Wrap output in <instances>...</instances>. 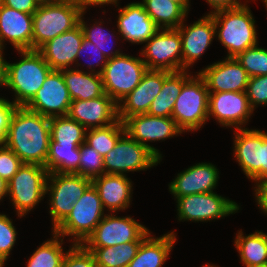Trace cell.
<instances>
[{"label": "cell", "instance_id": "1", "mask_svg": "<svg viewBox=\"0 0 267 267\" xmlns=\"http://www.w3.org/2000/svg\"><path fill=\"white\" fill-rule=\"evenodd\" d=\"M50 138V118L25 106H17L4 145L11 149L23 164L45 167Z\"/></svg>", "mask_w": 267, "mask_h": 267}, {"label": "cell", "instance_id": "2", "mask_svg": "<svg viewBox=\"0 0 267 267\" xmlns=\"http://www.w3.org/2000/svg\"><path fill=\"white\" fill-rule=\"evenodd\" d=\"M248 5L212 12L216 39L227 49L226 57H236L258 44L255 19Z\"/></svg>", "mask_w": 267, "mask_h": 267}, {"label": "cell", "instance_id": "3", "mask_svg": "<svg viewBox=\"0 0 267 267\" xmlns=\"http://www.w3.org/2000/svg\"><path fill=\"white\" fill-rule=\"evenodd\" d=\"M19 62H7V87L12 89L17 106H25L52 71L38 50H18Z\"/></svg>", "mask_w": 267, "mask_h": 267}, {"label": "cell", "instance_id": "4", "mask_svg": "<svg viewBox=\"0 0 267 267\" xmlns=\"http://www.w3.org/2000/svg\"><path fill=\"white\" fill-rule=\"evenodd\" d=\"M82 12L80 4L70 1L39 5L33 13L32 50L76 27Z\"/></svg>", "mask_w": 267, "mask_h": 267}, {"label": "cell", "instance_id": "5", "mask_svg": "<svg viewBox=\"0 0 267 267\" xmlns=\"http://www.w3.org/2000/svg\"><path fill=\"white\" fill-rule=\"evenodd\" d=\"M209 92L204 78L199 74L184 83L175 101L171 117L185 133L197 131L209 120Z\"/></svg>", "mask_w": 267, "mask_h": 267}, {"label": "cell", "instance_id": "6", "mask_svg": "<svg viewBox=\"0 0 267 267\" xmlns=\"http://www.w3.org/2000/svg\"><path fill=\"white\" fill-rule=\"evenodd\" d=\"M105 215L98 191L91 184L74 203L71 213L52 232L63 238L73 237V244H83Z\"/></svg>", "mask_w": 267, "mask_h": 267}, {"label": "cell", "instance_id": "7", "mask_svg": "<svg viewBox=\"0 0 267 267\" xmlns=\"http://www.w3.org/2000/svg\"><path fill=\"white\" fill-rule=\"evenodd\" d=\"M233 156L243 173L255 186L267 180V132L235 129Z\"/></svg>", "mask_w": 267, "mask_h": 267}, {"label": "cell", "instance_id": "8", "mask_svg": "<svg viewBox=\"0 0 267 267\" xmlns=\"http://www.w3.org/2000/svg\"><path fill=\"white\" fill-rule=\"evenodd\" d=\"M49 172L37 164H23L8 182V199L12 201L18 217H24L46 195Z\"/></svg>", "mask_w": 267, "mask_h": 267}, {"label": "cell", "instance_id": "9", "mask_svg": "<svg viewBox=\"0 0 267 267\" xmlns=\"http://www.w3.org/2000/svg\"><path fill=\"white\" fill-rule=\"evenodd\" d=\"M92 180L75 173H49L46 195L54 230L73 210L74 203L83 196Z\"/></svg>", "mask_w": 267, "mask_h": 267}, {"label": "cell", "instance_id": "10", "mask_svg": "<svg viewBox=\"0 0 267 267\" xmlns=\"http://www.w3.org/2000/svg\"><path fill=\"white\" fill-rule=\"evenodd\" d=\"M147 70L140 57L122 53L108 59L101 74L104 93L118 104L136 88Z\"/></svg>", "mask_w": 267, "mask_h": 267}, {"label": "cell", "instance_id": "11", "mask_svg": "<svg viewBox=\"0 0 267 267\" xmlns=\"http://www.w3.org/2000/svg\"><path fill=\"white\" fill-rule=\"evenodd\" d=\"M158 163L160 159L149 148L125 132L104 157V172L126 175L128 172L146 171Z\"/></svg>", "mask_w": 267, "mask_h": 267}, {"label": "cell", "instance_id": "12", "mask_svg": "<svg viewBox=\"0 0 267 267\" xmlns=\"http://www.w3.org/2000/svg\"><path fill=\"white\" fill-rule=\"evenodd\" d=\"M148 70L182 71V39L177 29H159L140 51Z\"/></svg>", "mask_w": 267, "mask_h": 267}, {"label": "cell", "instance_id": "13", "mask_svg": "<svg viewBox=\"0 0 267 267\" xmlns=\"http://www.w3.org/2000/svg\"><path fill=\"white\" fill-rule=\"evenodd\" d=\"M179 221L207 222L235 214L240 206L216 192L198 193L176 198Z\"/></svg>", "mask_w": 267, "mask_h": 267}, {"label": "cell", "instance_id": "14", "mask_svg": "<svg viewBox=\"0 0 267 267\" xmlns=\"http://www.w3.org/2000/svg\"><path fill=\"white\" fill-rule=\"evenodd\" d=\"M150 231L131 216L106 214L93 233L83 243L85 247H109L118 244L143 241Z\"/></svg>", "mask_w": 267, "mask_h": 267}, {"label": "cell", "instance_id": "15", "mask_svg": "<svg viewBox=\"0 0 267 267\" xmlns=\"http://www.w3.org/2000/svg\"><path fill=\"white\" fill-rule=\"evenodd\" d=\"M125 132L141 145L149 148L162 161L159 149L148 144L180 136L183 131L177 126L172 117H158L149 114H139L127 117L123 121Z\"/></svg>", "mask_w": 267, "mask_h": 267}, {"label": "cell", "instance_id": "16", "mask_svg": "<svg viewBox=\"0 0 267 267\" xmlns=\"http://www.w3.org/2000/svg\"><path fill=\"white\" fill-rule=\"evenodd\" d=\"M253 111L246 91L209 92L208 118H215L221 126L244 129Z\"/></svg>", "mask_w": 267, "mask_h": 267}, {"label": "cell", "instance_id": "17", "mask_svg": "<svg viewBox=\"0 0 267 267\" xmlns=\"http://www.w3.org/2000/svg\"><path fill=\"white\" fill-rule=\"evenodd\" d=\"M71 101L62 72L52 70L25 107L52 118L67 116Z\"/></svg>", "mask_w": 267, "mask_h": 267}, {"label": "cell", "instance_id": "18", "mask_svg": "<svg viewBox=\"0 0 267 267\" xmlns=\"http://www.w3.org/2000/svg\"><path fill=\"white\" fill-rule=\"evenodd\" d=\"M177 30L182 39V70H190L216 37L213 15L207 13L189 26L183 21Z\"/></svg>", "mask_w": 267, "mask_h": 267}, {"label": "cell", "instance_id": "19", "mask_svg": "<svg viewBox=\"0 0 267 267\" xmlns=\"http://www.w3.org/2000/svg\"><path fill=\"white\" fill-rule=\"evenodd\" d=\"M224 58L198 72L204 78L208 92L246 91L250 78L247 71L235 57Z\"/></svg>", "mask_w": 267, "mask_h": 267}, {"label": "cell", "instance_id": "20", "mask_svg": "<svg viewBox=\"0 0 267 267\" xmlns=\"http://www.w3.org/2000/svg\"><path fill=\"white\" fill-rule=\"evenodd\" d=\"M67 116L86 129L109 126L118 120V104L106 93L90 100H72Z\"/></svg>", "mask_w": 267, "mask_h": 267}, {"label": "cell", "instance_id": "21", "mask_svg": "<svg viewBox=\"0 0 267 267\" xmlns=\"http://www.w3.org/2000/svg\"><path fill=\"white\" fill-rule=\"evenodd\" d=\"M168 71L147 70L136 88L118 103V119L122 122L134 115L146 114L151 102L162 89Z\"/></svg>", "mask_w": 267, "mask_h": 267}, {"label": "cell", "instance_id": "22", "mask_svg": "<svg viewBox=\"0 0 267 267\" xmlns=\"http://www.w3.org/2000/svg\"><path fill=\"white\" fill-rule=\"evenodd\" d=\"M117 19V34L121 39L131 44H143L147 42L160 28L149 17L141 2L128 3L121 8L119 6Z\"/></svg>", "mask_w": 267, "mask_h": 267}, {"label": "cell", "instance_id": "23", "mask_svg": "<svg viewBox=\"0 0 267 267\" xmlns=\"http://www.w3.org/2000/svg\"><path fill=\"white\" fill-rule=\"evenodd\" d=\"M219 170L212 163L202 162L177 174L168 184L174 198L198 193L214 192L219 180Z\"/></svg>", "mask_w": 267, "mask_h": 267}, {"label": "cell", "instance_id": "24", "mask_svg": "<svg viewBox=\"0 0 267 267\" xmlns=\"http://www.w3.org/2000/svg\"><path fill=\"white\" fill-rule=\"evenodd\" d=\"M33 14L0 5V50L5 42L18 50H32Z\"/></svg>", "mask_w": 267, "mask_h": 267}, {"label": "cell", "instance_id": "25", "mask_svg": "<svg viewBox=\"0 0 267 267\" xmlns=\"http://www.w3.org/2000/svg\"><path fill=\"white\" fill-rule=\"evenodd\" d=\"M84 38L82 28L78 24L43 44L38 51L52 70L72 68ZM71 66V67H70Z\"/></svg>", "mask_w": 267, "mask_h": 267}, {"label": "cell", "instance_id": "26", "mask_svg": "<svg viewBox=\"0 0 267 267\" xmlns=\"http://www.w3.org/2000/svg\"><path fill=\"white\" fill-rule=\"evenodd\" d=\"M133 182L127 175L103 174L92 180L93 186L98 191L104 210L109 213L126 210L130 207Z\"/></svg>", "mask_w": 267, "mask_h": 267}, {"label": "cell", "instance_id": "27", "mask_svg": "<svg viewBox=\"0 0 267 267\" xmlns=\"http://www.w3.org/2000/svg\"><path fill=\"white\" fill-rule=\"evenodd\" d=\"M174 231L160 237H152L151 233L142 241L136 256L128 267H162L169 257L177 240Z\"/></svg>", "mask_w": 267, "mask_h": 267}, {"label": "cell", "instance_id": "28", "mask_svg": "<svg viewBox=\"0 0 267 267\" xmlns=\"http://www.w3.org/2000/svg\"><path fill=\"white\" fill-rule=\"evenodd\" d=\"M71 100H90L104 94L102 76L75 68L60 70Z\"/></svg>", "mask_w": 267, "mask_h": 267}, {"label": "cell", "instance_id": "29", "mask_svg": "<svg viewBox=\"0 0 267 267\" xmlns=\"http://www.w3.org/2000/svg\"><path fill=\"white\" fill-rule=\"evenodd\" d=\"M189 70L171 72L163 81L159 94L151 102L147 114L158 117H171L175 101L182 86L191 77Z\"/></svg>", "mask_w": 267, "mask_h": 267}, {"label": "cell", "instance_id": "30", "mask_svg": "<svg viewBox=\"0 0 267 267\" xmlns=\"http://www.w3.org/2000/svg\"><path fill=\"white\" fill-rule=\"evenodd\" d=\"M234 245L245 267L267 264V242L261 231L244 235L242 230L236 233Z\"/></svg>", "mask_w": 267, "mask_h": 267}, {"label": "cell", "instance_id": "31", "mask_svg": "<svg viewBox=\"0 0 267 267\" xmlns=\"http://www.w3.org/2000/svg\"><path fill=\"white\" fill-rule=\"evenodd\" d=\"M141 3L160 29H177L186 22L188 12L178 3L169 0H142Z\"/></svg>", "mask_w": 267, "mask_h": 267}, {"label": "cell", "instance_id": "32", "mask_svg": "<svg viewBox=\"0 0 267 267\" xmlns=\"http://www.w3.org/2000/svg\"><path fill=\"white\" fill-rule=\"evenodd\" d=\"M142 241H133L109 247H86L94 256L97 267H128L136 256Z\"/></svg>", "mask_w": 267, "mask_h": 267}, {"label": "cell", "instance_id": "33", "mask_svg": "<svg viewBox=\"0 0 267 267\" xmlns=\"http://www.w3.org/2000/svg\"><path fill=\"white\" fill-rule=\"evenodd\" d=\"M80 145H57L51 138L45 168L49 173H74L79 168Z\"/></svg>", "mask_w": 267, "mask_h": 267}, {"label": "cell", "instance_id": "34", "mask_svg": "<svg viewBox=\"0 0 267 267\" xmlns=\"http://www.w3.org/2000/svg\"><path fill=\"white\" fill-rule=\"evenodd\" d=\"M86 128L68 116L50 118L51 139L59 146L81 145L85 142Z\"/></svg>", "mask_w": 267, "mask_h": 267}, {"label": "cell", "instance_id": "35", "mask_svg": "<svg viewBox=\"0 0 267 267\" xmlns=\"http://www.w3.org/2000/svg\"><path fill=\"white\" fill-rule=\"evenodd\" d=\"M52 237L37 247L28 259L27 267H62L67 253L63 251V237L54 232H52Z\"/></svg>", "mask_w": 267, "mask_h": 267}, {"label": "cell", "instance_id": "36", "mask_svg": "<svg viewBox=\"0 0 267 267\" xmlns=\"http://www.w3.org/2000/svg\"><path fill=\"white\" fill-rule=\"evenodd\" d=\"M124 133V124L118 119L115 123L106 127L87 129L85 143L104 158L114 148L118 139Z\"/></svg>", "mask_w": 267, "mask_h": 267}, {"label": "cell", "instance_id": "37", "mask_svg": "<svg viewBox=\"0 0 267 267\" xmlns=\"http://www.w3.org/2000/svg\"><path fill=\"white\" fill-rule=\"evenodd\" d=\"M85 13L86 12L83 11L79 18V24L80 27L82 28L84 38L90 41L91 43H94L97 46V48H99V50L102 51V53L108 59L121 55L123 53L121 49H114V51H112L110 47V44L111 46L113 45L111 43L110 38L113 36L116 37L117 35L114 33L111 34L109 33L110 31L104 30L102 26L105 23L102 20L101 21L96 20V22L94 21V23L91 24V26L87 24V22L84 21L83 14Z\"/></svg>", "mask_w": 267, "mask_h": 267}, {"label": "cell", "instance_id": "38", "mask_svg": "<svg viewBox=\"0 0 267 267\" xmlns=\"http://www.w3.org/2000/svg\"><path fill=\"white\" fill-rule=\"evenodd\" d=\"M79 168L74 172L82 177L93 180L104 172V158L92 147L83 142L80 147Z\"/></svg>", "mask_w": 267, "mask_h": 267}, {"label": "cell", "instance_id": "39", "mask_svg": "<svg viewBox=\"0 0 267 267\" xmlns=\"http://www.w3.org/2000/svg\"><path fill=\"white\" fill-rule=\"evenodd\" d=\"M235 58L249 77L267 75V49L257 45L246 49Z\"/></svg>", "mask_w": 267, "mask_h": 267}, {"label": "cell", "instance_id": "40", "mask_svg": "<svg viewBox=\"0 0 267 267\" xmlns=\"http://www.w3.org/2000/svg\"><path fill=\"white\" fill-rule=\"evenodd\" d=\"M13 221L6 214L0 213V259L5 263L13 249L17 232Z\"/></svg>", "mask_w": 267, "mask_h": 267}, {"label": "cell", "instance_id": "41", "mask_svg": "<svg viewBox=\"0 0 267 267\" xmlns=\"http://www.w3.org/2000/svg\"><path fill=\"white\" fill-rule=\"evenodd\" d=\"M71 244L62 267H97L93 254L83 244Z\"/></svg>", "mask_w": 267, "mask_h": 267}, {"label": "cell", "instance_id": "42", "mask_svg": "<svg viewBox=\"0 0 267 267\" xmlns=\"http://www.w3.org/2000/svg\"><path fill=\"white\" fill-rule=\"evenodd\" d=\"M83 53L84 54L88 53V55L89 56L91 55L90 57L91 58L93 57V59L96 58V60H95L96 64H94V61L91 62V60L89 61L88 64L86 63V65L90 69L89 72L97 73V74L101 75L103 70H104L105 65L108 62V58L102 53V51L99 50V48H97V46L94 43H91L90 41H88L85 38H83L82 43L80 45V49L78 50L77 57H76V63H75L74 68L79 69L78 67L81 66V63H79V60H80V57L82 58ZM86 57H87V55H86ZM90 57H89V59H90ZM95 66L96 67L99 66L100 68L96 71Z\"/></svg>", "mask_w": 267, "mask_h": 267}, {"label": "cell", "instance_id": "43", "mask_svg": "<svg viewBox=\"0 0 267 267\" xmlns=\"http://www.w3.org/2000/svg\"><path fill=\"white\" fill-rule=\"evenodd\" d=\"M247 98L253 110L267 105V75L250 77L246 89Z\"/></svg>", "mask_w": 267, "mask_h": 267}, {"label": "cell", "instance_id": "44", "mask_svg": "<svg viewBox=\"0 0 267 267\" xmlns=\"http://www.w3.org/2000/svg\"><path fill=\"white\" fill-rule=\"evenodd\" d=\"M23 165L20 158L5 145L0 146V177L7 183Z\"/></svg>", "mask_w": 267, "mask_h": 267}, {"label": "cell", "instance_id": "45", "mask_svg": "<svg viewBox=\"0 0 267 267\" xmlns=\"http://www.w3.org/2000/svg\"><path fill=\"white\" fill-rule=\"evenodd\" d=\"M17 105L8 99L0 102V146L4 145L10 121Z\"/></svg>", "mask_w": 267, "mask_h": 267}, {"label": "cell", "instance_id": "46", "mask_svg": "<svg viewBox=\"0 0 267 267\" xmlns=\"http://www.w3.org/2000/svg\"><path fill=\"white\" fill-rule=\"evenodd\" d=\"M2 5L28 14H33L39 6L35 0H3Z\"/></svg>", "mask_w": 267, "mask_h": 267}, {"label": "cell", "instance_id": "47", "mask_svg": "<svg viewBox=\"0 0 267 267\" xmlns=\"http://www.w3.org/2000/svg\"><path fill=\"white\" fill-rule=\"evenodd\" d=\"M253 188L255 192V202H257V205L261 211L267 215V180L260 182Z\"/></svg>", "mask_w": 267, "mask_h": 267}, {"label": "cell", "instance_id": "48", "mask_svg": "<svg viewBox=\"0 0 267 267\" xmlns=\"http://www.w3.org/2000/svg\"><path fill=\"white\" fill-rule=\"evenodd\" d=\"M208 5L212 7V10L210 13L220 10V9H228V8H236L239 6L246 5L248 0H246V3H242L240 0H206Z\"/></svg>", "mask_w": 267, "mask_h": 267}, {"label": "cell", "instance_id": "49", "mask_svg": "<svg viewBox=\"0 0 267 267\" xmlns=\"http://www.w3.org/2000/svg\"><path fill=\"white\" fill-rule=\"evenodd\" d=\"M4 50H0V88L5 86L7 88V61L3 57ZM6 100L0 97V102Z\"/></svg>", "mask_w": 267, "mask_h": 267}, {"label": "cell", "instance_id": "50", "mask_svg": "<svg viewBox=\"0 0 267 267\" xmlns=\"http://www.w3.org/2000/svg\"><path fill=\"white\" fill-rule=\"evenodd\" d=\"M109 5V4H112V5H115V6H119V0H82V9L83 11L86 12V9H88V7H92V6H99L100 7L103 5Z\"/></svg>", "mask_w": 267, "mask_h": 267}, {"label": "cell", "instance_id": "51", "mask_svg": "<svg viewBox=\"0 0 267 267\" xmlns=\"http://www.w3.org/2000/svg\"><path fill=\"white\" fill-rule=\"evenodd\" d=\"M6 196H8V183L0 177V201Z\"/></svg>", "mask_w": 267, "mask_h": 267}, {"label": "cell", "instance_id": "52", "mask_svg": "<svg viewBox=\"0 0 267 267\" xmlns=\"http://www.w3.org/2000/svg\"><path fill=\"white\" fill-rule=\"evenodd\" d=\"M175 3L180 4L188 13L190 11V0H169Z\"/></svg>", "mask_w": 267, "mask_h": 267}, {"label": "cell", "instance_id": "53", "mask_svg": "<svg viewBox=\"0 0 267 267\" xmlns=\"http://www.w3.org/2000/svg\"><path fill=\"white\" fill-rule=\"evenodd\" d=\"M38 5L51 4L58 2L59 0H35Z\"/></svg>", "mask_w": 267, "mask_h": 267}, {"label": "cell", "instance_id": "54", "mask_svg": "<svg viewBox=\"0 0 267 267\" xmlns=\"http://www.w3.org/2000/svg\"><path fill=\"white\" fill-rule=\"evenodd\" d=\"M59 1H70V2H75L78 3L82 6V0H59Z\"/></svg>", "mask_w": 267, "mask_h": 267}, {"label": "cell", "instance_id": "55", "mask_svg": "<svg viewBox=\"0 0 267 267\" xmlns=\"http://www.w3.org/2000/svg\"><path fill=\"white\" fill-rule=\"evenodd\" d=\"M202 267H218V266H215V265H210V264H207V265H204V266H202Z\"/></svg>", "mask_w": 267, "mask_h": 267}, {"label": "cell", "instance_id": "56", "mask_svg": "<svg viewBox=\"0 0 267 267\" xmlns=\"http://www.w3.org/2000/svg\"><path fill=\"white\" fill-rule=\"evenodd\" d=\"M262 233H263V235H264V237H265V240H266V242H267V233H264L263 231H261Z\"/></svg>", "mask_w": 267, "mask_h": 267}, {"label": "cell", "instance_id": "57", "mask_svg": "<svg viewBox=\"0 0 267 267\" xmlns=\"http://www.w3.org/2000/svg\"><path fill=\"white\" fill-rule=\"evenodd\" d=\"M262 2L265 4L267 10V0H262Z\"/></svg>", "mask_w": 267, "mask_h": 267}, {"label": "cell", "instance_id": "58", "mask_svg": "<svg viewBox=\"0 0 267 267\" xmlns=\"http://www.w3.org/2000/svg\"><path fill=\"white\" fill-rule=\"evenodd\" d=\"M254 267H267V264L259 265V266H254Z\"/></svg>", "mask_w": 267, "mask_h": 267}, {"label": "cell", "instance_id": "59", "mask_svg": "<svg viewBox=\"0 0 267 267\" xmlns=\"http://www.w3.org/2000/svg\"><path fill=\"white\" fill-rule=\"evenodd\" d=\"M4 262L0 259V266H4Z\"/></svg>", "mask_w": 267, "mask_h": 267}]
</instances>
